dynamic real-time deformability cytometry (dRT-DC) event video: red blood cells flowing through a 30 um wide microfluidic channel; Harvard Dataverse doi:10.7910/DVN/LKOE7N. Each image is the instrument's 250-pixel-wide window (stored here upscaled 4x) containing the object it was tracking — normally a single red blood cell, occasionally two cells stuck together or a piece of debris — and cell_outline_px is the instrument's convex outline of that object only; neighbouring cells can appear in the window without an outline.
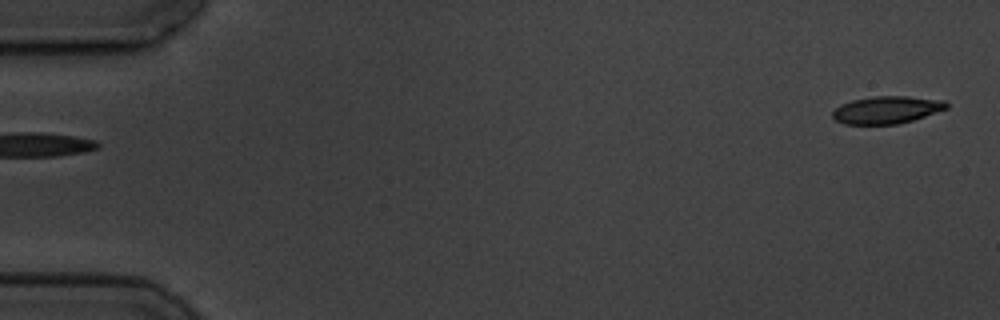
{"species": "common noctule bat (a hibernating species)", "species_latin": "Nyctalus noctula", "temperature_condition": "cold", "stored_images_in_passage": 5, "segment_of_instrument_passage": [2, 2], "camera_frame_rate_fps": 3000, "um_per_image_px": 0.085, "animal": {"sex": "male", "body_mass_g": 19.5, "forearm_length_mm": 54.6}, "frame": {"image": 1, "passage_image": 5, "time_ms": 5.667, "image_size_px": [1000, 320], "cell_outline_px": [[948, 108], [912, 120], [896, 124], [844, 124], [836, 120], [832, 116], [832, 112], [840, 104], [852, 100], [876, 96], [908, 96], [944, 100], [948, 104]], "centroid_in_image_um": [75.36, 9.33], "position_along_channel_um": 9.6, "area_um2": 18.09}}